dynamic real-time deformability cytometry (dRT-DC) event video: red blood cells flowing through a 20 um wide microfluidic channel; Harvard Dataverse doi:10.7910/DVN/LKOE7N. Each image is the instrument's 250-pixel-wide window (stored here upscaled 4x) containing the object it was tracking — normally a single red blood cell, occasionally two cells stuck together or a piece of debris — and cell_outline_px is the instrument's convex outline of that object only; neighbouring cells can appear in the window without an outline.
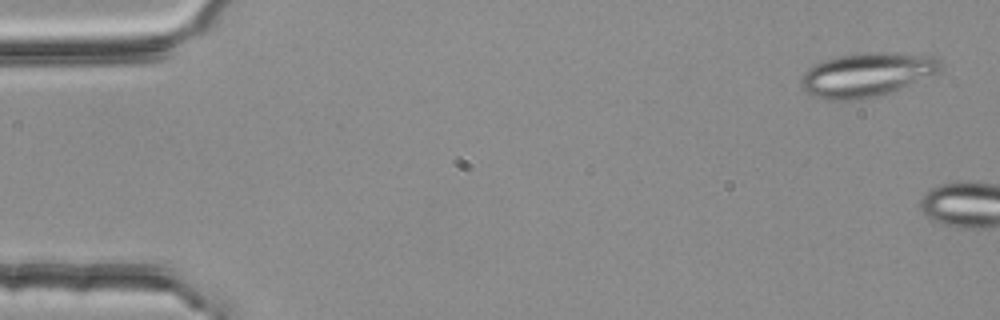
{"species": "common noctule bat (a hibernating species)", "species_latin": "Nyctalus noctula", "temperature_condition": "room temperature", "stored_images_in_passage": 6, "camera_frame_rate_fps": 3000, "um_per_image_px": 0.085, "animal": {"sex": "female", "body_mass_g": 25.1}, "frame": {"image": 1, "passage_image": 2, "time_ms": 0.333, "image_size_px": [1000, 320], "cell_outline_px": [[944, 64], [940, 72], [900, 88], [876, 96], [856, 100], [828, 100], [812, 96], [800, 84], [800, 80], [804, 72], [808, 68], [824, 60], [840, 56], [868, 52], [896, 52], [936, 56]], "centroid_in_image_um": [73.71, 6.33], "position_along_channel_um": 11.3, "area_um2": 35.72}}